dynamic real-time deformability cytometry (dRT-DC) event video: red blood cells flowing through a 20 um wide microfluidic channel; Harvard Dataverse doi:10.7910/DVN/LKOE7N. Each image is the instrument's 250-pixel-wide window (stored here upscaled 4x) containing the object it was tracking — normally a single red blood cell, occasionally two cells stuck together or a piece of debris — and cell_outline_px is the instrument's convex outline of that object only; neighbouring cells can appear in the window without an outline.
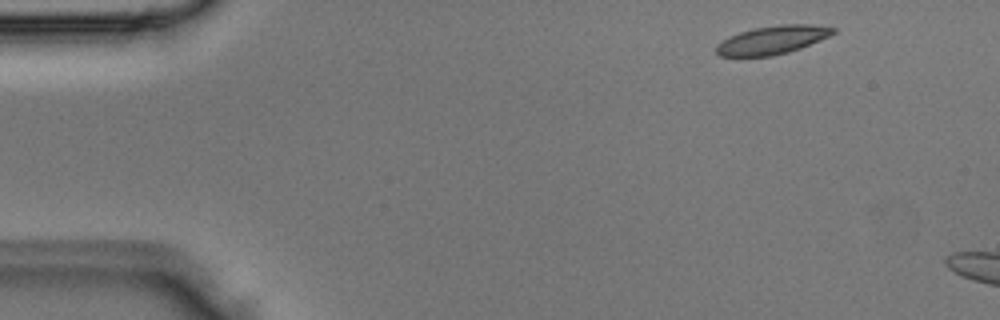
{"species": "Egyptian fruit bat (a non-hibernating species)", "species_latin": "Rousettus aegyptiacus", "temperature_condition": "room temperature", "stored_images_in_passage": 2, "camera_frame_rate_fps": 3000, "um_per_image_px": 0.085, "animal": {"sex": "male"}, "frame": {"image": 1, "passage_image": 1, "time_ms": 0.0, "image_size_px": [1000, 320], "cell_outline_px": [[836, 32], [828, 36], [800, 48], [788, 52], [772, 56], [720, 56], [716, 52], [716, 44], [728, 36], [752, 28], [780, 24], [812, 24], [836, 28]], "centroid_in_image_um": [65.62, 3.38], "position_along_channel_um": 19.4, "area_um2": 19.31}}